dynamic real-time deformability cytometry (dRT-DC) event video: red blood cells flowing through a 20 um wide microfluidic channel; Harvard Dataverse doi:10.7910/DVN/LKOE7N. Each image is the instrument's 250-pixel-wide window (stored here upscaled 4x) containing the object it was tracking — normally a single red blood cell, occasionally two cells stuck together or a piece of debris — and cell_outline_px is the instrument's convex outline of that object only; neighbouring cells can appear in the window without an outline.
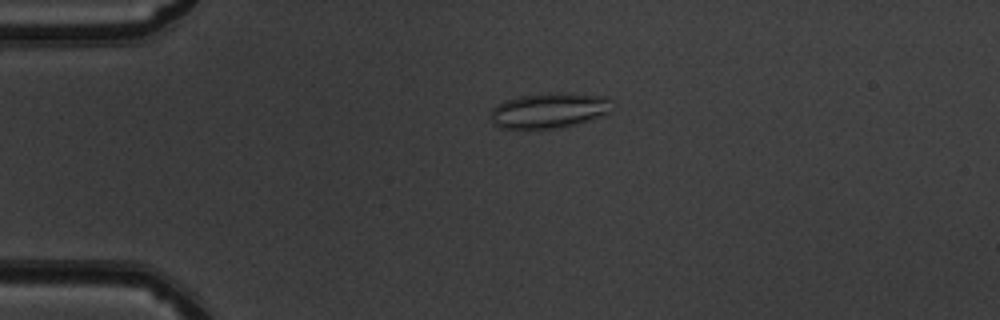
{"species": "common noctule bat (a hibernating species)", "species_latin": "Nyctalus noctula", "temperature_condition": "warm", "stored_images_in_passage": 45, "camera_frame_rate_fps": 3000, "um_per_image_px": 0.085, "animal": {"sex": "male", "body_mass_g": 19.5, "forearm_length_mm": 54.6}, "frame": {"image": 1, "passage_image": 6, "time_ms": 1.667, "image_size_px": [1000, 320], "cell_outline_px": [[612, 112], [604, 116], [564, 128], [528, 132], [500, 128], [492, 124], [492, 108], [496, 104], [504, 100], [520, 96], [548, 92], [564, 92], [608, 96], [612, 100]], "centroid_in_image_um": [46.69, 9.43], "position_along_channel_um": 38.3, "area_um2": 26.59}}
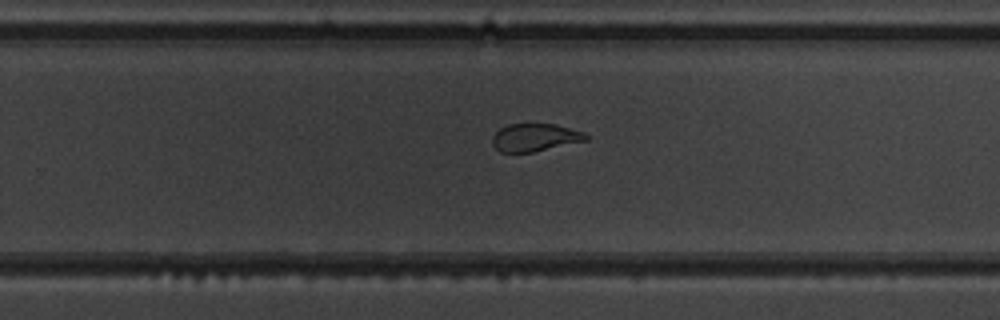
{"frame": {"image": 2, "passage_image": 27, "time_ms": 8.667, "image_size_px": [1000, 320], "cell_outline_px": [[592, 136], [588, 140], [532, 152], [500, 152], [492, 144], [492, 136], [500, 128], [508, 124], [528, 120], [556, 124], [584, 132]], "centroid_in_image_um": [45.48, 11.62], "position_along_channel_um": 284.3, "area_um2": 15.9}}
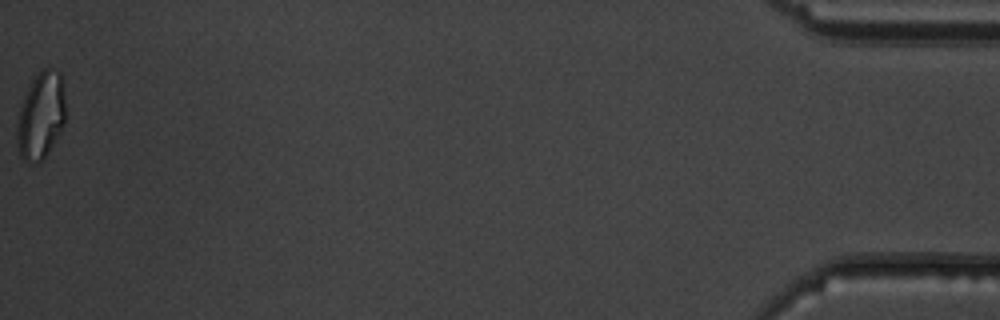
{"frame": {"image": 3, "passage_image": 45, "time_ms": 14.667, "image_size_px": [1000, 320], "cell_outline_px": [[64, 124], [52, 144], [44, 156], [36, 164], [24, 160], [20, 156], [16, 140], [16, 124], [20, 108], [28, 88], [32, 80], [44, 68], [52, 68], [60, 72], [64, 100]], "centroid_in_image_um": [3.44, 9.84], "position_along_channel_um": 431.8, "area_um2": 24.1}, "authors_computed_cell_mechanics": {"area_um2": 18.5538, "velocity_mm_per_s": 4.0322, "shape_relaxation_time_tau1_ms": null, "shape_relaxation_time_tau2_ms": 1.0148, "deformation_change_tau1": null, "deformation_change_tau2": 0.0807}}